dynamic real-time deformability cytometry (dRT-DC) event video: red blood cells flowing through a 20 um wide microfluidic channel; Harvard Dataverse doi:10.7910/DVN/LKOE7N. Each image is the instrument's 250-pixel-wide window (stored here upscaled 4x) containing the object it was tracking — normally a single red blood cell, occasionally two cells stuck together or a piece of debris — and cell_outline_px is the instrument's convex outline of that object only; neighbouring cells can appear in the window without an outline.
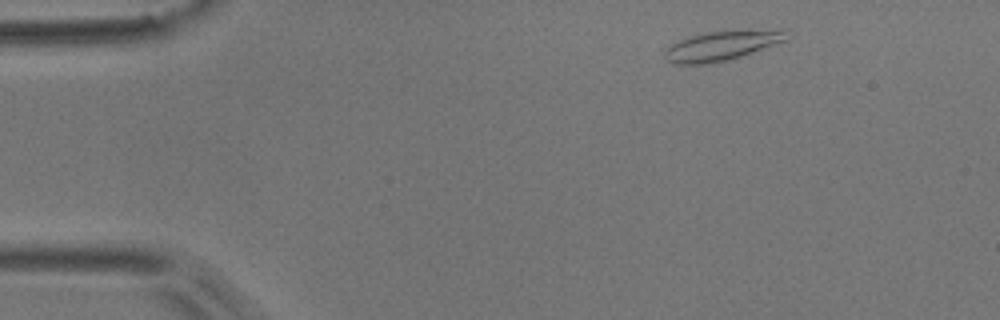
{"species": "common noctule bat (a hibernating species)", "species_latin": "Nyctalus noctula", "temperature_condition": "room temperature", "stored_images_in_passage": 4, "camera_frame_rate_fps": 3000, "um_per_image_px": 0.085, "animal": {"sex": "male", "body_mass_g": 17.9}, "frame": {"image": 1, "passage_image": 1, "time_ms": 0.0, "image_size_px": [1000, 320], "cell_outline_px": [[788, 40], [740, 56], [724, 60], [704, 64], [676, 64], [668, 60], [664, 56], [664, 52], [672, 44], [680, 40], [692, 36], [708, 32], [780, 32]], "centroid_in_image_um": [61.18, 3.94], "position_along_channel_um": 23.8, "area_um2": 19.36}}
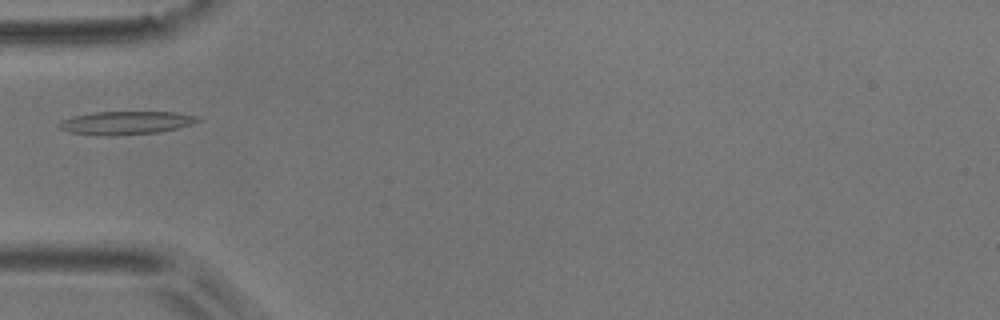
{"frame": {"image": 2, "passage_image": 4, "time_ms": 1.0, "image_size_px": [1000, 320], "cell_outline_px": [[204, 120], [192, 124], [160, 132], [112, 136], [100, 136], [68, 132], [60, 128], [56, 124], [60, 120], [72, 116], [96, 112], [176, 112], [196, 116]], "centroid_in_image_um": [10.67, 10.45], "position_along_channel_um": 74.3, "area_um2": 19.02}}